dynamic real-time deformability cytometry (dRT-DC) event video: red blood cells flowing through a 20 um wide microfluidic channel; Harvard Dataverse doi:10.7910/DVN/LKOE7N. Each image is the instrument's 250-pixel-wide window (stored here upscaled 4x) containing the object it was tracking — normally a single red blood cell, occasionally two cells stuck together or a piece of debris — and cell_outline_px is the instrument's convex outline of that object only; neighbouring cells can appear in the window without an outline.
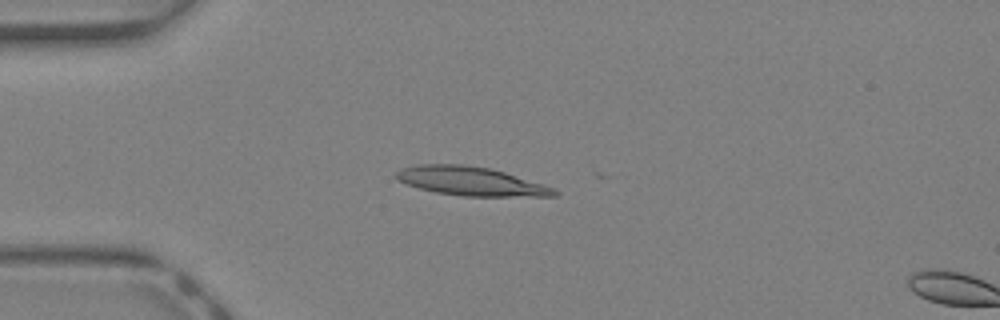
{"species": "Egyptian fruit bat (a non-hibernating species)", "species_latin": "Rousettus aegyptiacus", "temperature_condition": "warm", "stored_images_in_passage": 4, "camera_frame_rate_fps": 3000, "um_per_image_px": 0.085, "animal": {"sex": "female"}, "frame": {"image": 1, "passage_image": 2, "time_ms": 0.333, "image_size_px": [1000, 320], "cell_outline_px": [[560, 192], [556, 196], [460, 196], [436, 192], [420, 188], [408, 184], [392, 176], [400, 168], [416, 164], [460, 164], [488, 168], [504, 172], [552, 188]], "centroid_in_image_um": [39.95, 15.4], "position_along_channel_um": 45.0, "area_um2": 26.18}}